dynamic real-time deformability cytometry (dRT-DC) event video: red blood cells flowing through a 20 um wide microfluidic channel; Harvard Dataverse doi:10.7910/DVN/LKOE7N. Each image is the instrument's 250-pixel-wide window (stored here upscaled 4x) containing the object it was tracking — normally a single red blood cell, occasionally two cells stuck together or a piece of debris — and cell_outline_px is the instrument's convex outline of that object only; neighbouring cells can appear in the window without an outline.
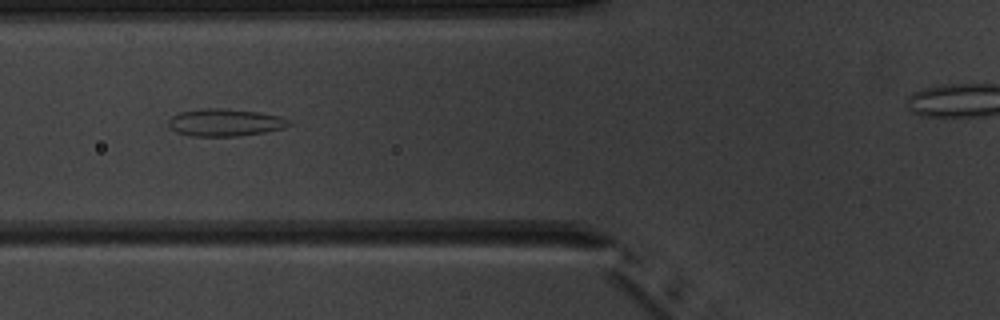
{"species": "common noctule bat (a hibernating species)", "species_latin": "Nyctalus noctula", "temperature_condition": "warm", "stored_images_in_passage": 8, "camera_frame_rate_fps": 3000, "um_per_image_px": 0.085, "animal": {"sex": "male", "body_mass_g": 20.1, "forearm_length_mm": 53.5}, "frame": {"image": 1, "passage_image": 6, "time_ms": 6.0, "image_size_px": [1000, 320], "cell_outline_px": [[292, 124], [284, 128], [264, 132], [240, 136], [192, 136], [176, 132], [168, 124], [168, 120], [172, 116], [180, 112], [204, 108], [224, 108], [256, 112], [280, 116], [292, 120]], "centroid_in_image_um": [19.15, 10.41], "position_along_channel_um": 106.6, "area_um2": 19.25}}
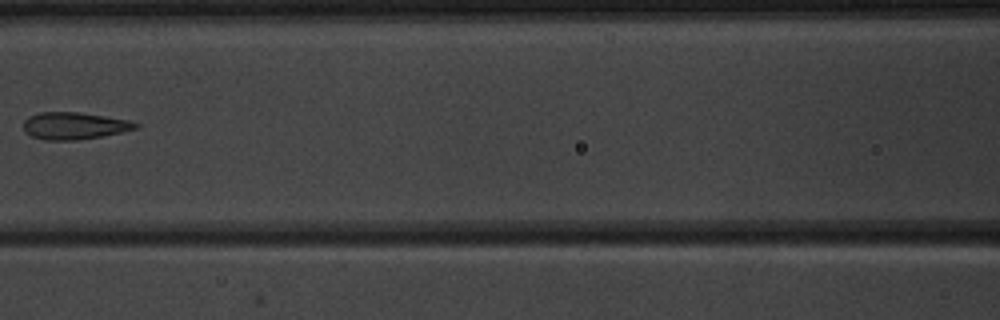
{"frame": {"image": 2, "passage_image": 7, "time_ms": 7.333, "image_size_px": [1000, 320], "cell_outline_px": [[140, 128], [100, 136], [76, 140], [44, 140], [32, 136], [24, 132], [24, 120], [28, 116], [40, 112], [80, 112], [128, 120], [140, 124]], "centroid_in_image_um": [6.29, 10.69], "position_along_channel_um": 160.3, "area_um2": 17.69}}
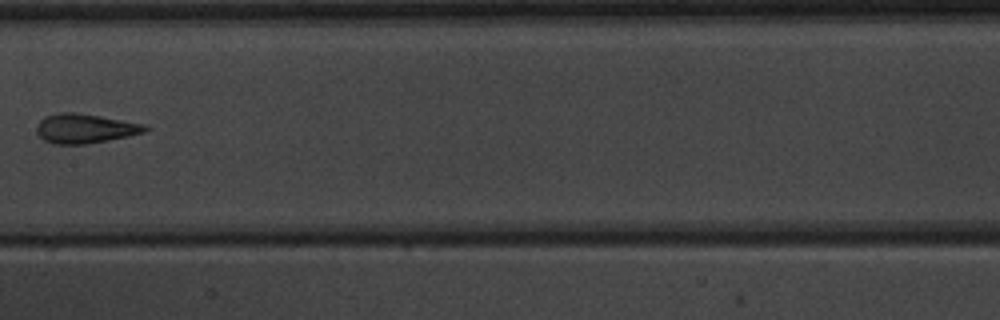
{"frame": {"image": 3, "passage_image": 8, "time_ms": 8.333, "image_size_px": [1000, 320], "cell_outline_px": [[148, 128], [144, 132], [128, 136], [84, 144], [52, 144], [44, 140], [36, 132], [36, 128], [40, 120], [44, 116], [60, 112], [72, 112], [100, 116], [144, 124]], "centroid_in_image_um": [7.17, 10.92], "position_along_channel_um": 200.2, "area_um2": 18.38}}